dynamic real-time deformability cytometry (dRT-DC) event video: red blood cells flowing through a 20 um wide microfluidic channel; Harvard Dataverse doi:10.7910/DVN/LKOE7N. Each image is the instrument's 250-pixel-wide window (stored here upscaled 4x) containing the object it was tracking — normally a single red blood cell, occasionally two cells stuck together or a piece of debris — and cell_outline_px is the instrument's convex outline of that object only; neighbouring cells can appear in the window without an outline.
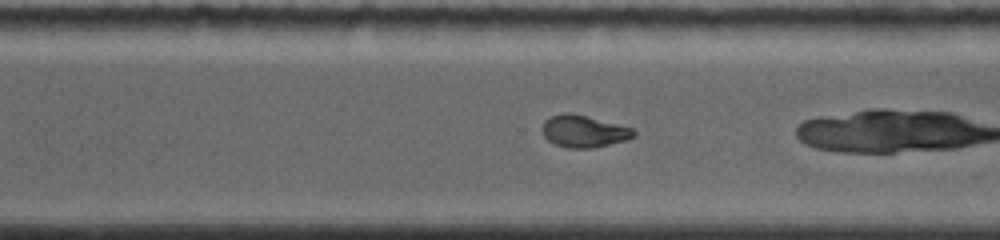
{"species": "common noctule bat (a hibernating species)", "species_latin": "Nyctalus noctula", "temperature_condition": "room temperature", "stored_images_in_passage": 34, "camera_frame_rate_fps": 4000, "um_per_image_px": 0.085, "animal": {"sex": "female", "body_mass_g": 19.0, "forearm_length_mm": 56.7}, "frame": {"image": 1, "passage_image": 24, "time_ms": 6.25, "image_size_px": [1000, 240], "cell_outline_px": [[636, 136], [628, 140], [596, 148], [568, 148], [556, 144], [548, 140], [544, 136], [540, 128], [544, 120], [552, 116], [564, 112], [572, 112], [632, 128], [636, 132]], "centroid_in_image_um": [49.62, 11.16], "position_along_channel_um": 321.0, "area_um2": 17.34}}